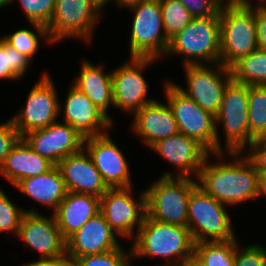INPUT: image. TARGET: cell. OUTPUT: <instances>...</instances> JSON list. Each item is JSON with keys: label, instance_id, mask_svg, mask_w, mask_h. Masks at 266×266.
Wrapping results in <instances>:
<instances>
[{"label": "cell", "instance_id": "41", "mask_svg": "<svg viewBox=\"0 0 266 266\" xmlns=\"http://www.w3.org/2000/svg\"><path fill=\"white\" fill-rule=\"evenodd\" d=\"M237 6L244 9H266V0L259 1L255 6L252 0H232Z\"/></svg>", "mask_w": 266, "mask_h": 266}, {"label": "cell", "instance_id": "47", "mask_svg": "<svg viewBox=\"0 0 266 266\" xmlns=\"http://www.w3.org/2000/svg\"><path fill=\"white\" fill-rule=\"evenodd\" d=\"M98 7L103 11L105 9V5L110 4L111 0H93Z\"/></svg>", "mask_w": 266, "mask_h": 266}, {"label": "cell", "instance_id": "7", "mask_svg": "<svg viewBox=\"0 0 266 266\" xmlns=\"http://www.w3.org/2000/svg\"><path fill=\"white\" fill-rule=\"evenodd\" d=\"M226 205L197 186L189 197L188 229L194 243L237 239Z\"/></svg>", "mask_w": 266, "mask_h": 266}, {"label": "cell", "instance_id": "45", "mask_svg": "<svg viewBox=\"0 0 266 266\" xmlns=\"http://www.w3.org/2000/svg\"><path fill=\"white\" fill-rule=\"evenodd\" d=\"M22 266H49V258L45 259H38L33 262H27L26 264H23Z\"/></svg>", "mask_w": 266, "mask_h": 266}, {"label": "cell", "instance_id": "5", "mask_svg": "<svg viewBox=\"0 0 266 266\" xmlns=\"http://www.w3.org/2000/svg\"><path fill=\"white\" fill-rule=\"evenodd\" d=\"M220 63L231 67L258 49L255 9H244L226 0L219 12Z\"/></svg>", "mask_w": 266, "mask_h": 266}, {"label": "cell", "instance_id": "33", "mask_svg": "<svg viewBox=\"0 0 266 266\" xmlns=\"http://www.w3.org/2000/svg\"><path fill=\"white\" fill-rule=\"evenodd\" d=\"M39 213L38 208L29 210L16 206L0 187V233L18 234L22 217L25 213Z\"/></svg>", "mask_w": 266, "mask_h": 266}, {"label": "cell", "instance_id": "23", "mask_svg": "<svg viewBox=\"0 0 266 266\" xmlns=\"http://www.w3.org/2000/svg\"><path fill=\"white\" fill-rule=\"evenodd\" d=\"M99 212L100 197L67 192L53 215L62 237L67 240Z\"/></svg>", "mask_w": 266, "mask_h": 266}, {"label": "cell", "instance_id": "29", "mask_svg": "<svg viewBox=\"0 0 266 266\" xmlns=\"http://www.w3.org/2000/svg\"><path fill=\"white\" fill-rule=\"evenodd\" d=\"M30 25L35 29L34 31L22 28L13 33L3 35L1 38L15 50L25 54L33 61L40 45L39 37L47 41L46 44L53 45V43L49 38L46 26L35 22H30Z\"/></svg>", "mask_w": 266, "mask_h": 266}, {"label": "cell", "instance_id": "40", "mask_svg": "<svg viewBox=\"0 0 266 266\" xmlns=\"http://www.w3.org/2000/svg\"><path fill=\"white\" fill-rule=\"evenodd\" d=\"M258 49L266 51V9H255Z\"/></svg>", "mask_w": 266, "mask_h": 266}, {"label": "cell", "instance_id": "46", "mask_svg": "<svg viewBox=\"0 0 266 266\" xmlns=\"http://www.w3.org/2000/svg\"><path fill=\"white\" fill-rule=\"evenodd\" d=\"M182 266H203V264L193 256L184 262Z\"/></svg>", "mask_w": 266, "mask_h": 266}, {"label": "cell", "instance_id": "9", "mask_svg": "<svg viewBox=\"0 0 266 266\" xmlns=\"http://www.w3.org/2000/svg\"><path fill=\"white\" fill-rule=\"evenodd\" d=\"M134 13L129 40L130 57L162 58L170 40L165 35L159 0H143L129 8Z\"/></svg>", "mask_w": 266, "mask_h": 266}, {"label": "cell", "instance_id": "2", "mask_svg": "<svg viewBox=\"0 0 266 266\" xmlns=\"http://www.w3.org/2000/svg\"><path fill=\"white\" fill-rule=\"evenodd\" d=\"M132 257L164 258L162 266H182L194 256V241L188 227L163 223L145 216L133 238Z\"/></svg>", "mask_w": 266, "mask_h": 266}, {"label": "cell", "instance_id": "19", "mask_svg": "<svg viewBox=\"0 0 266 266\" xmlns=\"http://www.w3.org/2000/svg\"><path fill=\"white\" fill-rule=\"evenodd\" d=\"M17 237L30 250H36L40 259L66 255V240L62 237L54 215L47 217L40 213H25Z\"/></svg>", "mask_w": 266, "mask_h": 266}, {"label": "cell", "instance_id": "3", "mask_svg": "<svg viewBox=\"0 0 266 266\" xmlns=\"http://www.w3.org/2000/svg\"><path fill=\"white\" fill-rule=\"evenodd\" d=\"M248 93L249 85L234 80L225 89L222 103L215 116L216 153H243L255 139L249 131ZM219 125L223 127L225 147L221 143Z\"/></svg>", "mask_w": 266, "mask_h": 266}, {"label": "cell", "instance_id": "1", "mask_svg": "<svg viewBox=\"0 0 266 266\" xmlns=\"http://www.w3.org/2000/svg\"><path fill=\"white\" fill-rule=\"evenodd\" d=\"M210 155L218 157L216 161L221 160L209 162ZM227 155L232 161L223 159ZM197 182L207 194L227 207L259 198L258 172L244 153H210Z\"/></svg>", "mask_w": 266, "mask_h": 266}, {"label": "cell", "instance_id": "39", "mask_svg": "<svg viewBox=\"0 0 266 266\" xmlns=\"http://www.w3.org/2000/svg\"><path fill=\"white\" fill-rule=\"evenodd\" d=\"M243 152L257 172L266 171V137L254 139Z\"/></svg>", "mask_w": 266, "mask_h": 266}, {"label": "cell", "instance_id": "44", "mask_svg": "<svg viewBox=\"0 0 266 266\" xmlns=\"http://www.w3.org/2000/svg\"><path fill=\"white\" fill-rule=\"evenodd\" d=\"M116 2V6H119L121 8H131L132 6L138 5L143 0H111V2Z\"/></svg>", "mask_w": 266, "mask_h": 266}, {"label": "cell", "instance_id": "27", "mask_svg": "<svg viewBox=\"0 0 266 266\" xmlns=\"http://www.w3.org/2000/svg\"><path fill=\"white\" fill-rule=\"evenodd\" d=\"M232 78L246 85H266V51L256 49L231 67Z\"/></svg>", "mask_w": 266, "mask_h": 266}, {"label": "cell", "instance_id": "10", "mask_svg": "<svg viewBox=\"0 0 266 266\" xmlns=\"http://www.w3.org/2000/svg\"><path fill=\"white\" fill-rule=\"evenodd\" d=\"M163 83L166 102L173 112L178 132L197 140L210 153H216L215 116L178 90L171 80Z\"/></svg>", "mask_w": 266, "mask_h": 266}, {"label": "cell", "instance_id": "22", "mask_svg": "<svg viewBox=\"0 0 266 266\" xmlns=\"http://www.w3.org/2000/svg\"><path fill=\"white\" fill-rule=\"evenodd\" d=\"M132 131L140 136L146 147L178 133L176 120L168 103L154 100L144 105L134 115Z\"/></svg>", "mask_w": 266, "mask_h": 266}, {"label": "cell", "instance_id": "18", "mask_svg": "<svg viewBox=\"0 0 266 266\" xmlns=\"http://www.w3.org/2000/svg\"><path fill=\"white\" fill-rule=\"evenodd\" d=\"M63 109V110H62ZM61 113V114H60ZM84 139L110 132L114 123L93 102L72 84L68 88L64 105L59 102V116Z\"/></svg>", "mask_w": 266, "mask_h": 266}, {"label": "cell", "instance_id": "17", "mask_svg": "<svg viewBox=\"0 0 266 266\" xmlns=\"http://www.w3.org/2000/svg\"><path fill=\"white\" fill-rule=\"evenodd\" d=\"M27 145L40 156L57 165L65 157L83 148L84 138L69 124L56 121L22 136Z\"/></svg>", "mask_w": 266, "mask_h": 266}, {"label": "cell", "instance_id": "48", "mask_svg": "<svg viewBox=\"0 0 266 266\" xmlns=\"http://www.w3.org/2000/svg\"><path fill=\"white\" fill-rule=\"evenodd\" d=\"M7 5H9L8 0H0V9H3Z\"/></svg>", "mask_w": 266, "mask_h": 266}, {"label": "cell", "instance_id": "20", "mask_svg": "<svg viewBox=\"0 0 266 266\" xmlns=\"http://www.w3.org/2000/svg\"><path fill=\"white\" fill-rule=\"evenodd\" d=\"M117 237L119 236L99 212L66 240V255L74 260L120 248L122 245Z\"/></svg>", "mask_w": 266, "mask_h": 266}, {"label": "cell", "instance_id": "43", "mask_svg": "<svg viewBox=\"0 0 266 266\" xmlns=\"http://www.w3.org/2000/svg\"><path fill=\"white\" fill-rule=\"evenodd\" d=\"M259 182V198L261 196L266 198V171L258 172Z\"/></svg>", "mask_w": 266, "mask_h": 266}, {"label": "cell", "instance_id": "38", "mask_svg": "<svg viewBox=\"0 0 266 266\" xmlns=\"http://www.w3.org/2000/svg\"><path fill=\"white\" fill-rule=\"evenodd\" d=\"M193 18L219 15L226 0H179Z\"/></svg>", "mask_w": 266, "mask_h": 266}, {"label": "cell", "instance_id": "15", "mask_svg": "<svg viewBox=\"0 0 266 266\" xmlns=\"http://www.w3.org/2000/svg\"><path fill=\"white\" fill-rule=\"evenodd\" d=\"M150 149L177 168L175 176L172 173L174 171H166L161 177L197 179L200 169L210 154L197 140L179 132L156 142Z\"/></svg>", "mask_w": 266, "mask_h": 266}, {"label": "cell", "instance_id": "4", "mask_svg": "<svg viewBox=\"0 0 266 266\" xmlns=\"http://www.w3.org/2000/svg\"><path fill=\"white\" fill-rule=\"evenodd\" d=\"M182 56L183 66L220 62V17L193 18L170 39L166 57Z\"/></svg>", "mask_w": 266, "mask_h": 266}, {"label": "cell", "instance_id": "42", "mask_svg": "<svg viewBox=\"0 0 266 266\" xmlns=\"http://www.w3.org/2000/svg\"><path fill=\"white\" fill-rule=\"evenodd\" d=\"M49 266H75L74 260L67 256L49 258Z\"/></svg>", "mask_w": 266, "mask_h": 266}, {"label": "cell", "instance_id": "24", "mask_svg": "<svg viewBox=\"0 0 266 266\" xmlns=\"http://www.w3.org/2000/svg\"><path fill=\"white\" fill-rule=\"evenodd\" d=\"M80 68L79 74L71 84L84 93L114 123L108 113L109 106H114L112 72L106 73L102 64L95 66L87 59L82 60Z\"/></svg>", "mask_w": 266, "mask_h": 266}, {"label": "cell", "instance_id": "12", "mask_svg": "<svg viewBox=\"0 0 266 266\" xmlns=\"http://www.w3.org/2000/svg\"><path fill=\"white\" fill-rule=\"evenodd\" d=\"M133 190V186L109 188L100 197V212L107 223L119 237L129 240L135 238L147 215L145 190L138 199L133 197Z\"/></svg>", "mask_w": 266, "mask_h": 266}, {"label": "cell", "instance_id": "35", "mask_svg": "<svg viewBox=\"0 0 266 266\" xmlns=\"http://www.w3.org/2000/svg\"><path fill=\"white\" fill-rule=\"evenodd\" d=\"M16 1L21 5L28 23L35 22L47 26L51 21L56 0H8V4Z\"/></svg>", "mask_w": 266, "mask_h": 266}, {"label": "cell", "instance_id": "37", "mask_svg": "<svg viewBox=\"0 0 266 266\" xmlns=\"http://www.w3.org/2000/svg\"><path fill=\"white\" fill-rule=\"evenodd\" d=\"M21 138L22 137L19 131L15 128L11 118L0 124V170L4 164L6 156Z\"/></svg>", "mask_w": 266, "mask_h": 266}, {"label": "cell", "instance_id": "21", "mask_svg": "<svg viewBox=\"0 0 266 266\" xmlns=\"http://www.w3.org/2000/svg\"><path fill=\"white\" fill-rule=\"evenodd\" d=\"M57 166L62 174L67 192L102 197L109 189L84 148L65 157Z\"/></svg>", "mask_w": 266, "mask_h": 266}, {"label": "cell", "instance_id": "32", "mask_svg": "<svg viewBox=\"0 0 266 266\" xmlns=\"http://www.w3.org/2000/svg\"><path fill=\"white\" fill-rule=\"evenodd\" d=\"M159 1L165 35L170 40L193 20V16L179 0Z\"/></svg>", "mask_w": 266, "mask_h": 266}, {"label": "cell", "instance_id": "11", "mask_svg": "<svg viewBox=\"0 0 266 266\" xmlns=\"http://www.w3.org/2000/svg\"><path fill=\"white\" fill-rule=\"evenodd\" d=\"M186 89L172 82L178 90L205 111L216 116L225 89L233 80L230 67L214 64L185 65ZM215 68V69H214Z\"/></svg>", "mask_w": 266, "mask_h": 266}, {"label": "cell", "instance_id": "31", "mask_svg": "<svg viewBox=\"0 0 266 266\" xmlns=\"http://www.w3.org/2000/svg\"><path fill=\"white\" fill-rule=\"evenodd\" d=\"M32 60L18 52L0 37V79L16 81L22 79Z\"/></svg>", "mask_w": 266, "mask_h": 266}, {"label": "cell", "instance_id": "16", "mask_svg": "<svg viewBox=\"0 0 266 266\" xmlns=\"http://www.w3.org/2000/svg\"><path fill=\"white\" fill-rule=\"evenodd\" d=\"M109 132L85 138L83 148L90 155L103 181L109 188L131 187L130 168L122 150ZM113 140V141H112Z\"/></svg>", "mask_w": 266, "mask_h": 266}, {"label": "cell", "instance_id": "25", "mask_svg": "<svg viewBox=\"0 0 266 266\" xmlns=\"http://www.w3.org/2000/svg\"><path fill=\"white\" fill-rule=\"evenodd\" d=\"M53 166L21 138L6 156L0 175L14 187L20 180L44 174Z\"/></svg>", "mask_w": 266, "mask_h": 266}, {"label": "cell", "instance_id": "6", "mask_svg": "<svg viewBox=\"0 0 266 266\" xmlns=\"http://www.w3.org/2000/svg\"><path fill=\"white\" fill-rule=\"evenodd\" d=\"M145 188L147 216L168 224L188 227V203L197 179L160 177Z\"/></svg>", "mask_w": 266, "mask_h": 266}, {"label": "cell", "instance_id": "26", "mask_svg": "<svg viewBox=\"0 0 266 266\" xmlns=\"http://www.w3.org/2000/svg\"><path fill=\"white\" fill-rule=\"evenodd\" d=\"M28 198L56 211L66 196V186L57 165L46 173L20 180L15 186Z\"/></svg>", "mask_w": 266, "mask_h": 266}, {"label": "cell", "instance_id": "34", "mask_svg": "<svg viewBox=\"0 0 266 266\" xmlns=\"http://www.w3.org/2000/svg\"><path fill=\"white\" fill-rule=\"evenodd\" d=\"M132 248L124 247L101 254L81 256L74 259L75 266H132Z\"/></svg>", "mask_w": 266, "mask_h": 266}, {"label": "cell", "instance_id": "14", "mask_svg": "<svg viewBox=\"0 0 266 266\" xmlns=\"http://www.w3.org/2000/svg\"><path fill=\"white\" fill-rule=\"evenodd\" d=\"M129 59V62L124 61L117 69L111 71L113 100L114 108L135 114L144 105L155 100L146 98L149 85L143 76V71L159 60L151 57H129Z\"/></svg>", "mask_w": 266, "mask_h": 266}, {"label": "cell", "instance_id": "8", "mask_svg": "<svg viewBox=\"0 0 266 266\" xmlns=\"http://www.w3.org/2000/svg\"><path fill=\"white\" fill-rule=\"evenodd\" d=\"M103 11L93 0H56L51 21L46 26L53 44L75 38L91 43Z\"/></svg>", "mask_w": 266, "mask_h": 266}, {"label": "cell", "instance_id": "13", "mask_svg": "<svg viewBox=\"0 0 266 266\" xmlns=\"http://www.w3.org/2000/svg\"><path fill=\"white\" fill-rule=\"evenodd\" d=\"M55 85L48 71H44L29 91L25 107L10 117L21 137L30 131L45 128L59 119L60 100Z\"/></svg>", "mask_w": 266, "mask_h": 266}, {"label": "cell", "instance_id": "36", "mask_svg": "<svg viewBox=\"0 0 266 266\" xmlns=\"http://www.w3.org/2000/svg\"><path fill=\"white\" fill-rule=\"evenodd\" d=\"M235 251L234 266H266V246L250 244L248 246H239Z\"/></svg>", "mask_w": 266, "mask_h": 266}, {"label": "cell", "instance_id": "30", "mask_svg": "<svg viewBox=\"0 0 266 266\" xmlns=\"http://www.w3.org/2000/svg\"><path fill=\"white\" fill-rule=\"evenodd\" d=\"M248 123L251 135L266 137V85H249Z\"/></svg>", "mask_w": 266, "mask_h": 266}, {"label": "cell", "instance_id": "28", "mask_svg": "<svg viewBox=\"0 0 266 266\" xmlns=\"http://www.w3.org/2000/svg\"><path fill=\"white\" fill-rule=\"evenodd\" d=\"M237 239L194 243V257L203 266H234Z\"/></svg>", "mask_w": 266, "mask_h": 266}]
</instances>
